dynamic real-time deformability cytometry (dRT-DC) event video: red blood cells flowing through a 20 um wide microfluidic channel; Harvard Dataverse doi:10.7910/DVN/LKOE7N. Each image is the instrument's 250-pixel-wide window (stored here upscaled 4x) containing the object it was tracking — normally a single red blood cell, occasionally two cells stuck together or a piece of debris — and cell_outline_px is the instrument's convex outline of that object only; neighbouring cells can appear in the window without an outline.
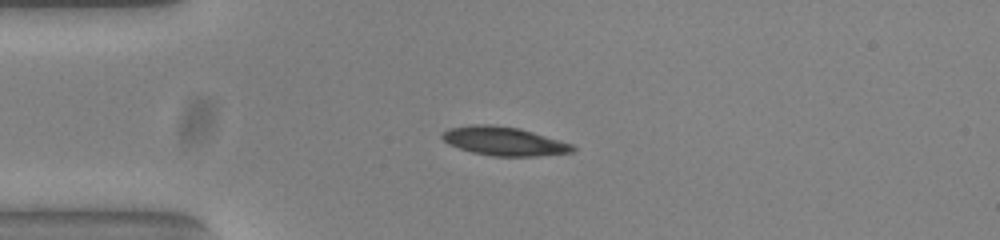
{"species": "common noctule bat (a hibernating species)", "species_latin": "Nyctalus noctula", "temperature_condition": "warm", "stored_images_in_passage": 41, "camera_frame_rate_fps": 3000, "um_per_image_px": 0.085, "animal": {"sex": "female", "body_mass_g": 23.0, "forearm_length_mm": 53.4}, "frame": {"image": 1, "passage_image": 1, "time_ms": 0.0, "image_size_px": [1000, 240], "cell_outline_px": [[576, 148], [572, 152], [536, 156], [492, 156], [472, 152], [448, 144], [440, 136], [448, 128], [472, 124], [492, 124], [520, 128], [560, 140], [572, 144]], "centroid_in_image_um": [42.83, 11.99], "position_along_channel_um": 42.2, "area_um2": 21.85}}
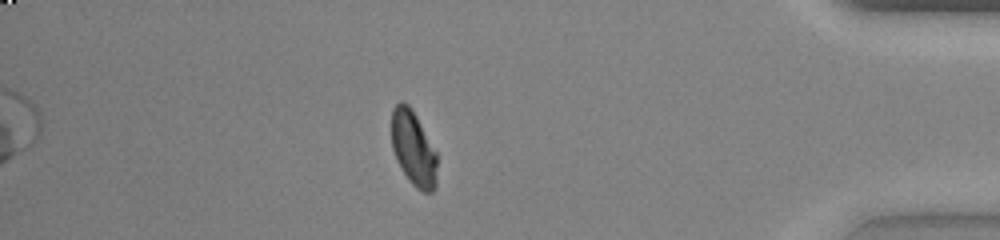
{"frame": {"image": 2, "passage_image": 34, "time_ms": 11.0, "image_size_px": [1000, 240], "cell_outline_px": [[436, 188], [432, 192], [424, 192], [416, 188], [408, 180], [396, 160], [392, 148], [392, 108], [400, 100], [404, 100], [412, 108], [436, 152]], "centroid_in_image_um": [35.12, 12.6], "position_along_channel_um": 400.1, "area_um2": 19.94}}
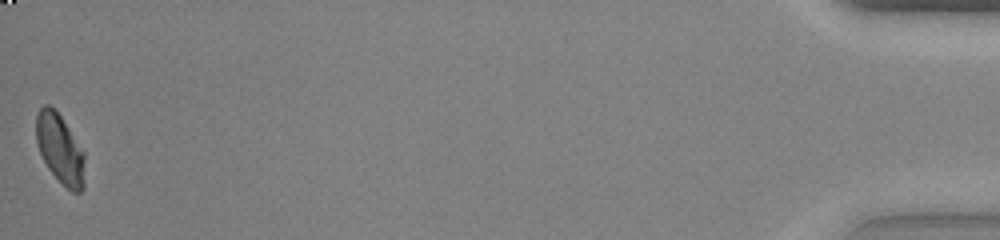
{"frame": {"image": 3, "passage_image": 41, "time_ms": 13.333, "image_size_px": [1000, 240], "cell_outline_px": [[84, 188], [80, 192], [72, 192], [48, 168], [36, 144], [36, 112], [44, 104], [48, 104], [60, 116], [84, 152]], "centroid_in_image_um": [5.09, 12.65], "position_along_channel_um": 430.1, "area_um2": 19.31}, "authors_computed_cell_mechanics": {"area_um2": 21.2126, "velocity_mm_per_s": 3.837, "shape_relaxation_time_tau1_ms": 4.8314, "shape_relaxation_time_tau2_ms": 2.5313, "deformation_change_tau1": 0.1677, "deformation_change_tau2": 0.0579}}